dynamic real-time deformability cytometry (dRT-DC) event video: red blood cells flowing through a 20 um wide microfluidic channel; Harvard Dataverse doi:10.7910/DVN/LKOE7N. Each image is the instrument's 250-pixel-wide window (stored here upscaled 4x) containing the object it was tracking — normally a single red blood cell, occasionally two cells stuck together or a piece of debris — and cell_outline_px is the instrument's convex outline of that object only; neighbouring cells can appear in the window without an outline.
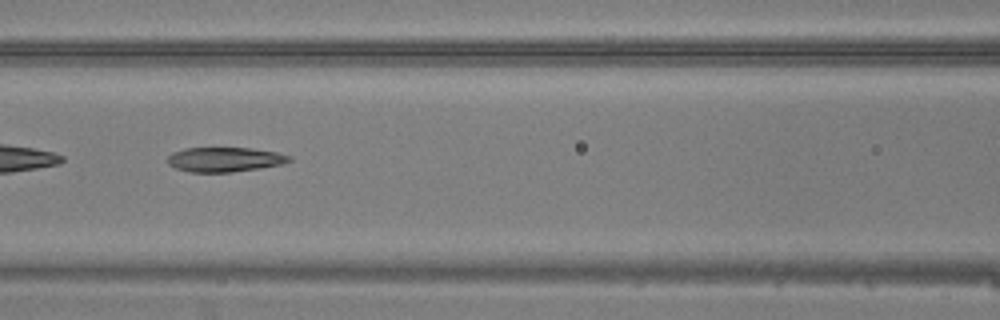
{"species": "common noctule bat (a hibernating species)", "species_latin": "Nyctalus noctula", "temperature_condition": "warm", "stored_images_in_passage": 45, "camera_frame_rate_fps": 3000, "um_per_image_px": 0.085, "animal": {"sex": "male", "body_mass_g": 20.5, "forearm_length_mm": 52.5}, "frame": {"image": 1, "passage_image": 20, "time_ms": 6.333, "image_size_px": [1000, 320], "cell_outline_px": [[292, 160], [284, 164], [260, 168], [228, 172], [188, 172], [176, 168], [168, 164], [168, 156], [172, 152], [184, 148], [248, 148], [276, 152], [292, 156]], "centroid_in_image_um": [19.1, 13.55], "position_along_channel_um": 147.5, "area_um2": 17.46}}
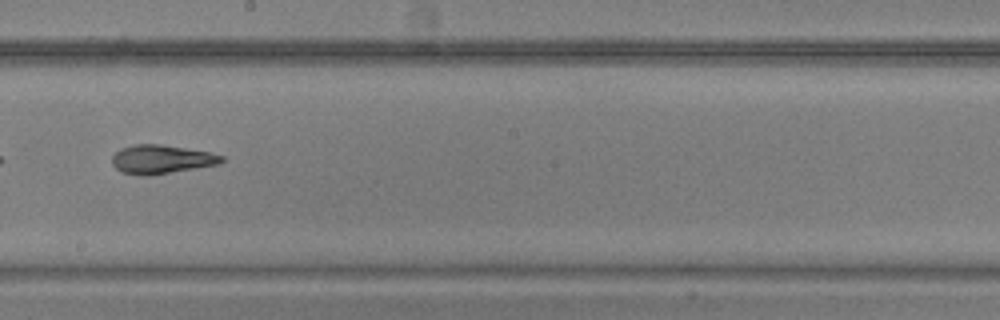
{"frame": {"image": 2, "passage_image": 26, "time_ms": 8.333, "image_size_px": [1000, 320], "cell_outline_px": [[228, 160], [220, 164], [144, 176], [140, 176], [124, 172], [116, 168], [112, 164], [112, 156], [120, 148], [136, 144], [160, 144], [208, 152], [224, 156]], "centroid_in_image_um": [13.73, 13.53], "position_along_channel_um": 234.5, "area_um2": 18.21}}